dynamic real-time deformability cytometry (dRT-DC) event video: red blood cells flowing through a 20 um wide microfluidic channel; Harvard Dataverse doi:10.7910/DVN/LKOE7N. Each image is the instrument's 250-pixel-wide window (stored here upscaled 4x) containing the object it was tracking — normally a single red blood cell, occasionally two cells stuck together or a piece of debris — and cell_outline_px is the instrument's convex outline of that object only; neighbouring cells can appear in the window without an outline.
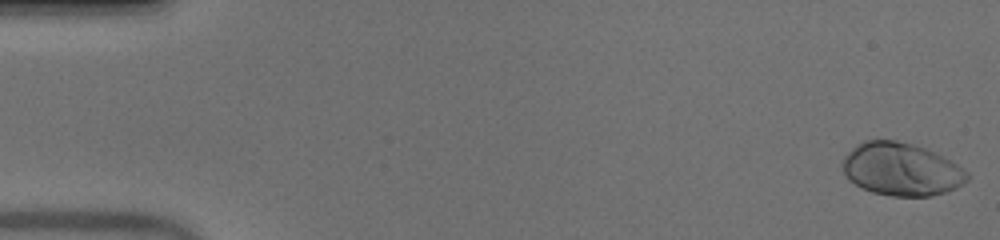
{"species": "human", "species_latin": "Homo sapiens", "temperature_condition": "warm", "stored_images_in_passage": 51, "camera_frame_rate_fps": 3000, "um_per_image_px": 0.085, "donor": {"sex": "male"}, "frame": {"image": 1, "passage_image": 1, "time_ms": 0.0, "image_size_px": [1000, 240], "cell_outline_px": [[968, 180], [956, 188], [944, 192], [928, 196], [892, 196], [872, 192], [848, 180], [844, 176], [840, 164], [844, 156], [856, 144], [864, 140], [896, 140], [912, 144], [924, 148], [964, 168], [968, 172]], "centroid_in_image_um": [76.55, 14.39], "position_along_channel_um": 8.4, "area_um2": 38.32}}
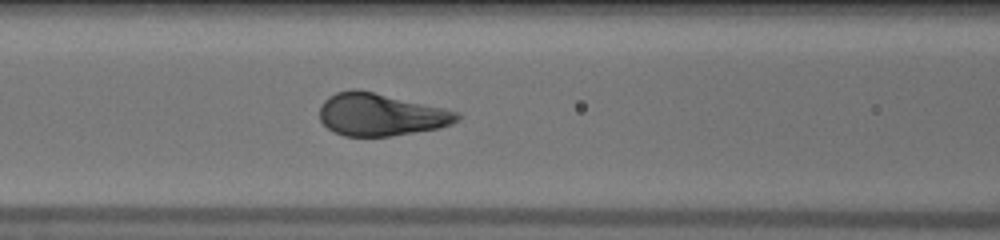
{"frame": {"image": 2, "passage_image": 22, "time_ms": 7.0, "image_size_px": [1000, 240], "cell_outline_px": [[460, 116], [452, 124], [440, 128], [388, 136], [344, 136], [332, 132], [320, 120], [320, 104], [328, 96], [336, 92], [352, 88], [356, 88], [444, 108], [460, 112]], "centroid_in_image_um": [32.32, 9.73], "position_along_channel_um": 134.3, "area_um2": 34.04}}
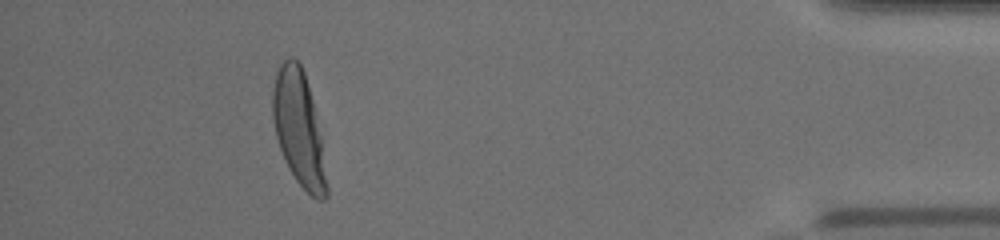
{"frame": {"image": 3, "passage_image": 47, "time_ms": 15.333, "image_size_px": [1000, 240], "cell_outline_px": [[328, 196], [324, 200], [316, 200], [296, 180], [288, 168], [280, 148], [276, 136], [272, 116], [272, 92], [276, 72], [280, 64], [288, 56], [292, 56], [300, 64], [304, 72], [312, 100], [320, 136], [328, 184]], "centroid_in_image_um": [25.38, 10.93], "position_along_channel_um": 409.8, "area_um2": 35.78}}